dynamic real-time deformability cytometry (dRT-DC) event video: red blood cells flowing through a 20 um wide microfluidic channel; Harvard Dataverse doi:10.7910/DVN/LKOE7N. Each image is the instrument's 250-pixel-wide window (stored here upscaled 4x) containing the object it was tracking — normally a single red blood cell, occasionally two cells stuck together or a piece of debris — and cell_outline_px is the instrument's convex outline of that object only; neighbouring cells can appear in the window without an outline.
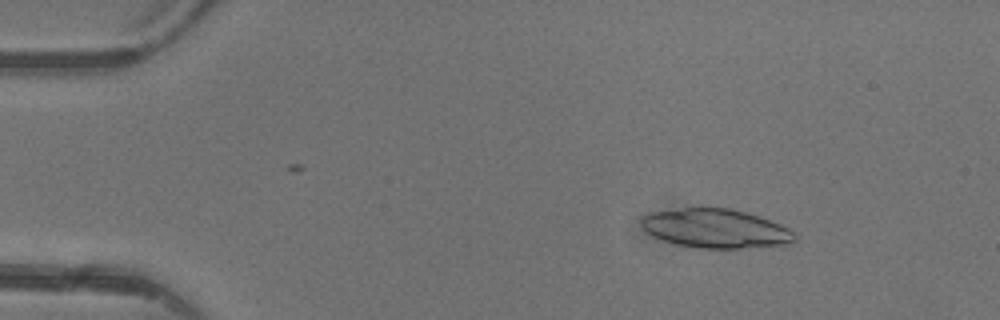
{"species": "common noctule bat (a hibernating species)", "species_latin": "Nyctalus noctula", "temperature_condition": "warm", "stored_images_in_passage": 3, "camera_frame_rate_fps": 3000, "um_per_image_px": 0.085, "animal": {"sex": "female"}, "frame": {"image": 1, "passage_image": 1, "time_ms": 0.0, "image_size_px": [1000, 320], "cell_outline_px": [[796, 240], [788, 244], [740, 248], [700, 248], [676, 244], [664, 240], [648, 232], [640, 224], [640, 216], [652, 212], [696, 204], [704, 204], [732, 208], [748, 212], [780, 224], [788, 228], [796, 236]], "centroid_in_image_um": [60.78, 19.36], "position_along_channel_um": 24.2, "area_um2": 35.78}}